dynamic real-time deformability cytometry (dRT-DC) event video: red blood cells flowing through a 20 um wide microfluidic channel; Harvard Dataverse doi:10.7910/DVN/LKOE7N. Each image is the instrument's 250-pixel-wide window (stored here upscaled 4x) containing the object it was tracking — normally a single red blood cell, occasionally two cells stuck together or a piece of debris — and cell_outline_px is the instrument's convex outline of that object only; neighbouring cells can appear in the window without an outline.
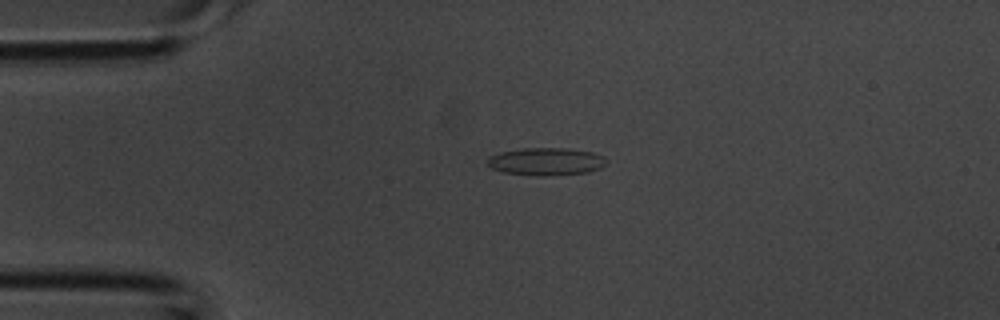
{"species": "common noctule bat (a hibernating species)", "species_latin": "Nyctalus noctula", "temperature_condition": "room temperature", "stored_images_in_passage": 3, "camera_frame_rate_fps": 3000, "um_per_image_px": 0.085, "animal": {"sex": "male", "body_mass_g": 20.1, "forearm_length_mm": 53.5}, "frame": {"image": 1, "passage_image": 2, "time_ms": 0.333, "image_size_px": [1000, 320], "cell_outline_px": [[608, 160], [600, 168], [588, 172], [552, 176], [536, 176], [504, 172], [492, 168], [488, 164], [488, 156], [500, 152], [524, 148], [568, 148], [592, 152], [604, 156]], "centroid_in_image_um": [46.44, 13.73], "position_along_channel_um": 38.6, "area_um2": 19.25}}
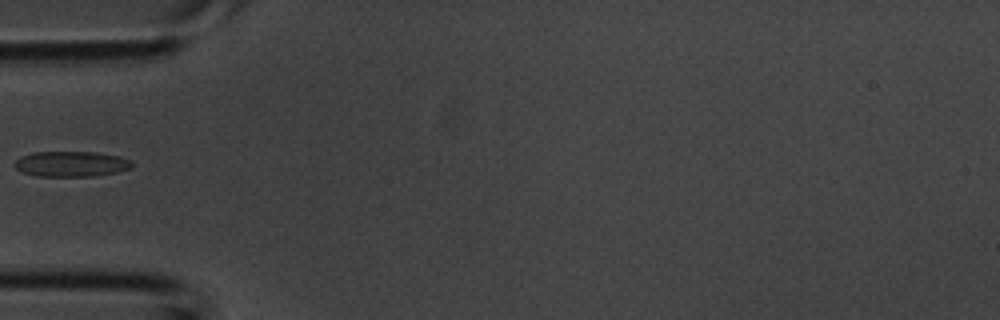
{"frame": {"image": 2, "passage_image": 3, "time_ms": 0.667, "image_size_px": [1000, 320], "cell_outline_px": [[132, 168], [116, 172], [92, 176], [36, 176], [24, 172], [16, 168], [16, 160], [20, 156], [32, 152], [96, 152], [120, 156], [132, 160]], "centroid_in_image_um": [6.08, 13.92], "position_along_channel_um": 78.9, "area_um2": 17.34}}